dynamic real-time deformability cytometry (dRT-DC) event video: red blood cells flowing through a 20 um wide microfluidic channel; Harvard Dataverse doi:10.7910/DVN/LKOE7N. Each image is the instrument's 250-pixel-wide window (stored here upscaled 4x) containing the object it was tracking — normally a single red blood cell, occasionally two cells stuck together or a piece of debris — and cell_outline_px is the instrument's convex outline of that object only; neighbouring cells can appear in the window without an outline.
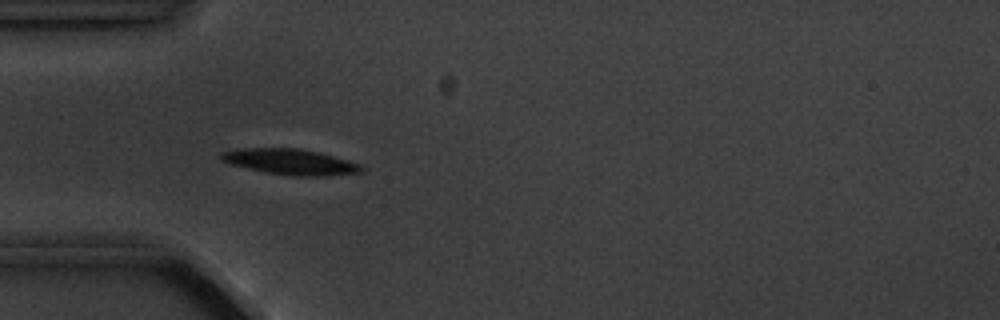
{"species": "common noctule bat (a hibernating species)", "species_latin": "Nyctalus noctula", "temperature_condition": "cold", "stored_images_in_passage": 8, "camera_frame_rate_fps": 3000, "um_per_image_px": 0.085, "animal": {"sex": "male", "body_mass_g": 20.1, "forearm_length_mm": 53.5}, "frame": {"image": 1, "passage_image": 5, "time_ms": 4.667, "image_size_px": [1000, 320], "cell_outline_px": [[364, 172], [328, 176], [292, 176], [264, 172], [232, 164], [220, 160], [220, 152], [244, 148], [300, 148], [320, 152], [360, 164], [364, 168]], "centroid_in_image_um": [24.71, 13.76], "position_along_channel_um": 60.3, "area_um2": 21.1}}